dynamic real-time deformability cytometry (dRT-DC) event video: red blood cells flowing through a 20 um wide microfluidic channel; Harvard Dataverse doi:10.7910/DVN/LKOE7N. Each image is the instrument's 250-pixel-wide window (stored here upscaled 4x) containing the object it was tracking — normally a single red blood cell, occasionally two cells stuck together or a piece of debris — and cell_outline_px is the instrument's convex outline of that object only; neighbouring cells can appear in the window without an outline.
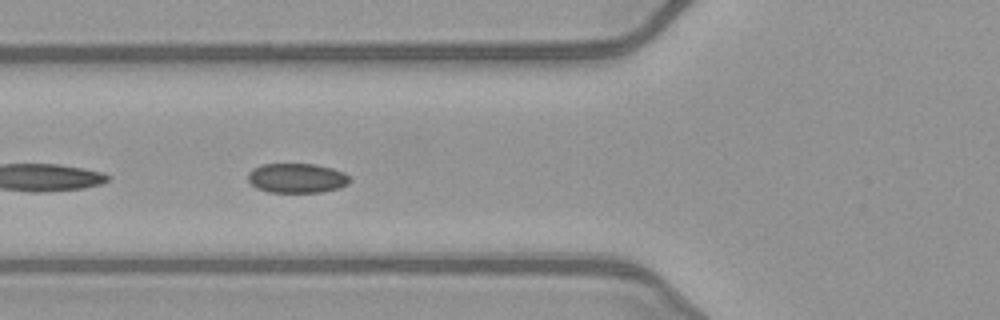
{"species": "common noctule bat (a hibernating species)", "species_latin": "Nyctalus noctula", "temperature_condition": "warm", "stored_images_in_passage": 23, "camera_frame_rate_fps": 3000, "um_per_image_px": 0.085, "animal": {"sex": "female", "body_mass_g": 21.9}, "frame": {"image": 1, "passage_image": 7, "time_ms": 2.0, "image_size_px": [1000, 320], "cell_outline_px": [[352, 180], [348, 184], [340, 188], [320, 192], [268, 192], [256, 188], [248, 180], [248, 172], [252, 168], [264, 164], [316, 164], [332, 168], [344, 172]], "centroid_in_image_um": [25.24, 15.14], "position_along_channel_um": 100.6, "area_um2": 17.69}}
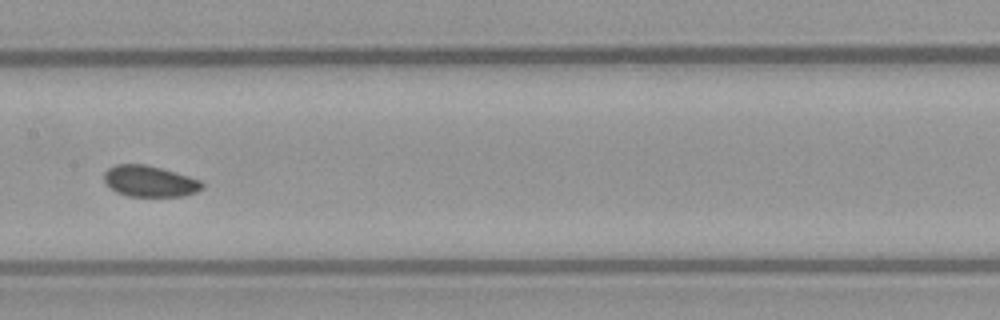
{"frame": {"image": 2, "passage_image": 14, "time_ms": 4.333, "image_size_px": [1000, 320], "cell_outline_px": [[204, 188], [196, 192], [184, 196], [128, 196], [116, 192], [104, 180], [104, 172], [108, 168], [116, 164], [144, 164], [160, 168], [188, 176], [200, 180], [204, 184]], "centroid_in_image_um": [12.73, 15.41], "position_along_channel_um": 194.7, "area_um2": 17.69}}
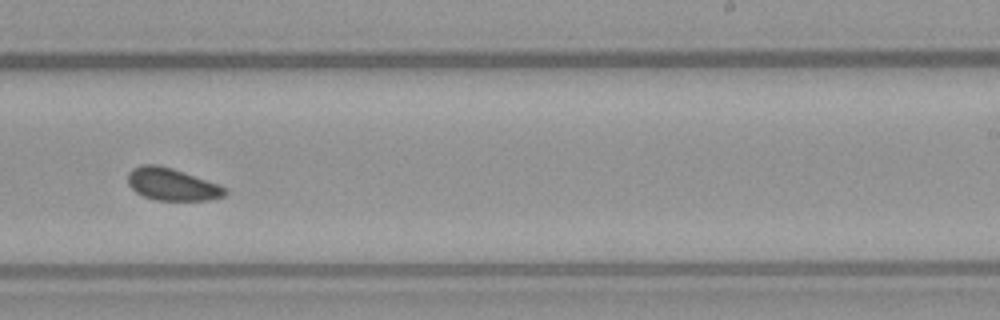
{"frame": {"image": 3, "passage_image": 20, "time_ms": 6.333, "image_size_px": [1000, 320], "cell_outline_px": [[228, 192], [224, 196], [208, 200], [156, 200], [144, 196], [136, 192], [128, 184], [128, 172], [132, 168], [140, 164], [160, 164], [184, 172], [228, 188]], "centroid_in_image_um": [14.6, 15.66], "position_along_channel_um": 274.4, "area_um2": 18.32}}